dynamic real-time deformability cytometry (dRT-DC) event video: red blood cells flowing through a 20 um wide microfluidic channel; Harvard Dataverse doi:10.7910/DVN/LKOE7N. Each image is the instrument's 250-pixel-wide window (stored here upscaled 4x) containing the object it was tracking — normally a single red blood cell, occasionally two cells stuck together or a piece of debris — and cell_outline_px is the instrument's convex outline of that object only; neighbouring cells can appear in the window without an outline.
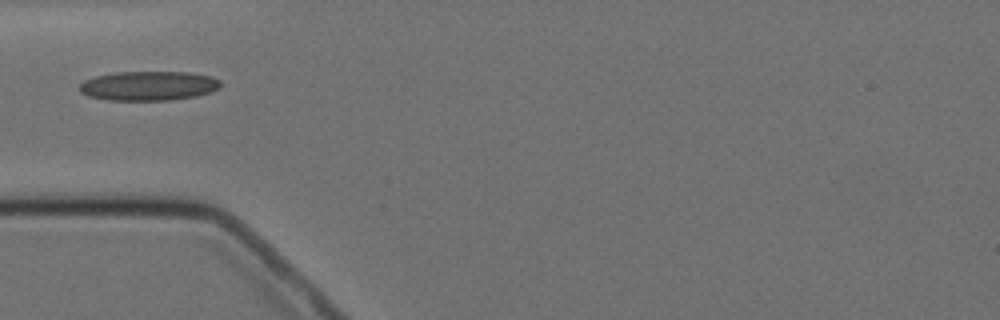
{"species": "Egyptian fruit bat (a non-hibernating species)", "species_latin": "Rousettus aegyptiacus", "temperature_condition": "cold", "stored_images_in_passage": 15, "camera_frame_rate_fps": 3000, "um_per_image_px": 0.085, "animal": {"sex": "female"}, "frame": {"image": 1, "passage_image": 4, "time_ms": 4.667, "image_size_px": [1000, 320], "cell_outline_px": [[220, 88], [212, 92], [196, 96], [172, 100], [108, 100], [88, 96], [80, 92], [80, 84], [84, 80], [96, 76], [116, 72], [188, 72], [212, 76], [220, 80]], "centroid_in_image_um": [12.65, 7.29], "position_along_channel_um": 72.3, "area_um2": 24.28}}
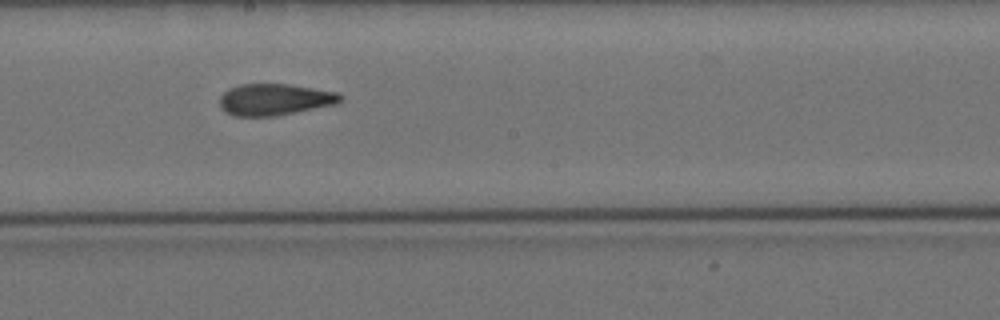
{"frame": {"image": 2, "passage_image": 8, "time_ms": 9.0, "image_size_px": [1000, 320], "cell_outline_px": [[344, 96], [336, 104], [276, 116], [236, 116], [224, 112], [220, 108], [220, 96], [228, 88], [240, 84], [288, 84], [340, 92]], "centroid_in_image_um": [23.34, 8.45], "position_along_channel_um": 224.9, "area_um2": 22.37}}
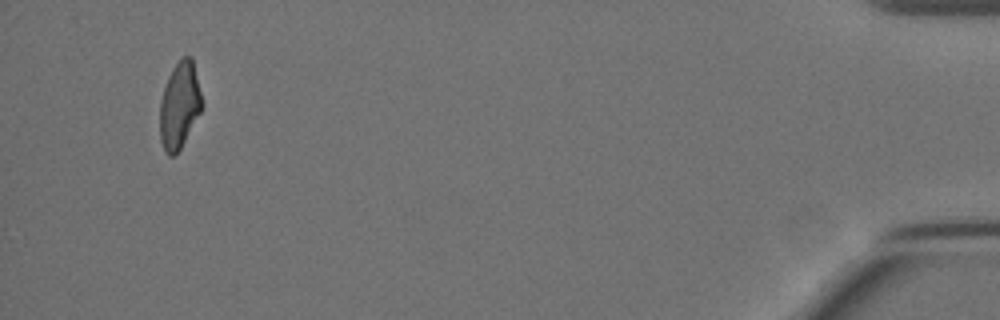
{"frame": {"image": 3, "passage_image": 14, "time_ms": 17.0, "image_size_px": [1000, 320], "cell_outline_px": [[204, 104], [200, 112], [176, 156], [168, 156], [164, 152], [160, 140], [160, 100], [168, 76], [172, 68], [184, 56], [192, 56]], "centroid_in_image_um": [15.26, 8.97], "position_along_channel_um": 419.9, "area_um2": 21.33}, "authors_computed_cell_mechanics": {"area_um2": 22.4264, "velocity_mm_per_s": 3.506, "shape_relaxation_time_tau1_ms": null, "shape_relaxation_time_tau2_ms": 3.0348, "deformation_change_tau1": null, "deformation_change_tau2": 0.1182}}